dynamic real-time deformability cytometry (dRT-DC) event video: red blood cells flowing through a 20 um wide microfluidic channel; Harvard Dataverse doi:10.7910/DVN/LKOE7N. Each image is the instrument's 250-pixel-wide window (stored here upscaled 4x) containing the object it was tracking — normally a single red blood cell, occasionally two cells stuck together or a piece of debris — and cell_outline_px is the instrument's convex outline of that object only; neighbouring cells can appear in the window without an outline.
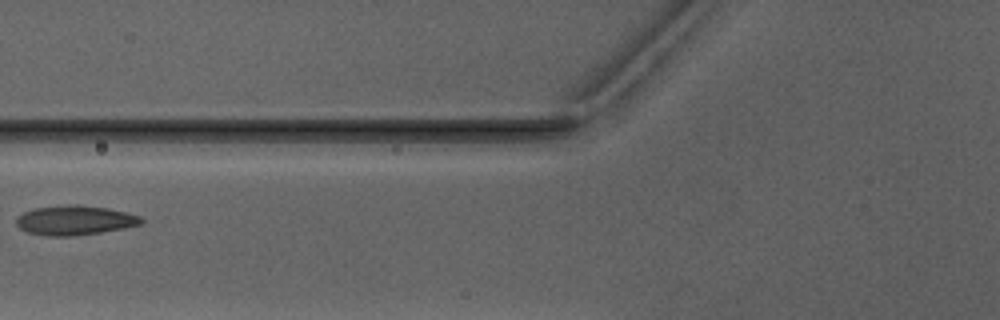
{"species": "Egyptian fruit bat (a non-hibernating species)", "species_latin": "Rousettus aegyptiacus", "temperature_condition": "warm", "stored_images_in_passage": 6, "camera_frame_rate_fps": 3000, "um_per_image_px": 0.085, "animal": {"sex": "male"}, "frame": {"image": 1, "passage_image": 6, "time_ms": 6.333, "image_size_px": [1000, 320], "cell_outline_px": [[144, 220], [140, 224], [100, 232], [68, 236], [48, 236], [28, 232], [20, 228], [16, 224], [16, 216], [24, 212], [36, 208], [76, 204], [108, 208], [128, 212], [140, 216]], "centroid_in_image_um": [6.34, 18.71], "position_along_channel_um": 119.5, "area_um2": 21.21}}